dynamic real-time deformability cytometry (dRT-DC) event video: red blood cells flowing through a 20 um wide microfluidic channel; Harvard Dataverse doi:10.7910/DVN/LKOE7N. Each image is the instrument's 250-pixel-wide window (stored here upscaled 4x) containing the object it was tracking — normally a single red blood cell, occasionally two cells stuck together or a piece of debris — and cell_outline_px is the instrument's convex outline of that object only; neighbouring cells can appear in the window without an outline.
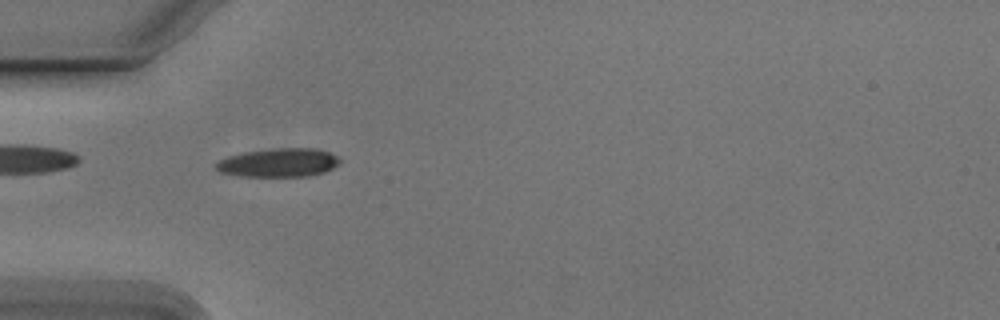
{"species": "Egyptian fruit bat (a non-hibernating species)", "species_latin": "Rousettus aegyptiacus", "temperature_condition": "cold", "stored_images_in_passage": 44, "camera_frame_rate_fps": 3000, "um_per_image_px": 0.085, "animal": {"sex": "male"}, "frame": {"image": 1, "passage_image": 7, "time_ms": 2.0, "image_size_px": [1000, 320], "cell_outline_px": [[340, 164], [324, 172], [308, 176], [240, 176], [220, 172], [212, 164], [228, 156], [244, 152], [280, 148], [316, 148], [340, 156]], "centroid_in_image_um": [23.7, 13.82], "position_along_channel_um": 61.3, "area_um2": 20.69}}
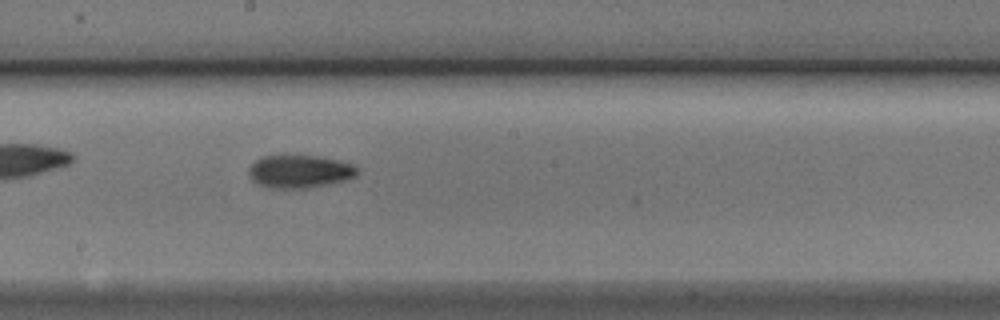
{"frame": {"image": 2, "passage_image": 20, "time_ms": 6.333, "image_size_px": [1000, 320], "cell_outline_px": [[360, 172], [356, 176], [344, 180], [328, 184], [304, 188], [268, 188], [256, 184], [248, 176], [248, 168], [256, 160], [264, 156], [320, 156], [340, 160], [352, 164]], "centroid_in_image_um": [25.45, 14.58], "position_along_channel_um": 222.8, "area_um2": 20.87}}
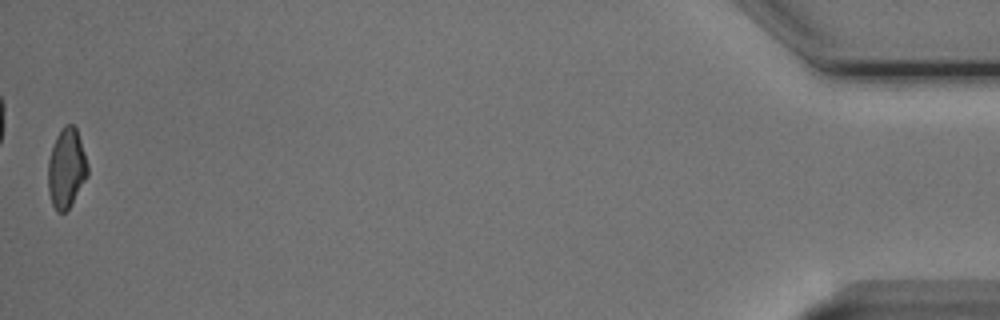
{"frame": {"image": 3, "passage_image": 44, "time_ms": 14.333, "image_size_px": [1000, 320], "cell_outline_px": [[88, 176], [72, 204], [64, 212], [56, 212], [52, 204], [48, 192], [48, 160], [56, 136], [64, 124], [72, 124], [76, 128], [88, 164]], "centroid_in_image_um": [5.64, 14.32], "position_along_channel_um": 429.6, "area_um2": 18.44}, "authors_computed_cell_mechanics": {"area_um2": 19.6231, "velocity_mm_per_s": 3.7795, "shape_relaxation_time_tau1_ms": 3.1578, "shape_relaxation_time_tau2_ms": 4.7733, "deformation_change_tau1": 0.1515, "deformation_change_tau2": 0.1187}}